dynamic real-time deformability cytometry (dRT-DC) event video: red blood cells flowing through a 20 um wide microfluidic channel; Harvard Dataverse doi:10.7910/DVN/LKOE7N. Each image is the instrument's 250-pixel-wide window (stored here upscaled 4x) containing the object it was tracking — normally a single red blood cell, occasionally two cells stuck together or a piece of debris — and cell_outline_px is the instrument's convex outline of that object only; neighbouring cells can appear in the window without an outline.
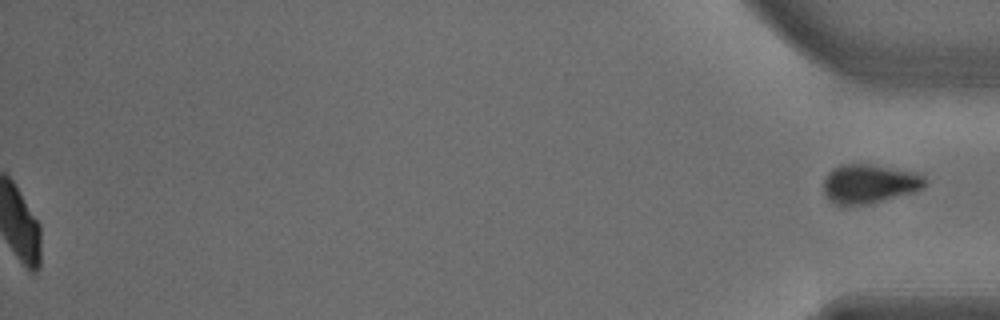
{"species": "common noctule bat (a hibernating species)", "species_latin": "Nyctalus noctula", "temperature_condition": "warm", "stored_images_in_passage": 45, "segment_of_instrument_passage": [2, 2], "camera_frame_rate_fps": 3000, "um_per_image_px": 0.085, "animal": {"sex": "male", "body_mass_g": 18.8}, "frame": {"image": 1, "passage_image": 45, "time_ms": 14.667, "image_size_px": [1000, 320], "cell_outline_px": [[924, 184], [920, 188], [912, 192], [872, 204], [852, 208], [840, 208], [828, 200], [824, 192], [824, 176], [832, 168], [840, 164], [872, 164], [920, 172], [924, 176]], "centroid_in_image_um": [73.82, 15.66], "position_along_channel_um": 361.4, "area_um2": 23.99}}